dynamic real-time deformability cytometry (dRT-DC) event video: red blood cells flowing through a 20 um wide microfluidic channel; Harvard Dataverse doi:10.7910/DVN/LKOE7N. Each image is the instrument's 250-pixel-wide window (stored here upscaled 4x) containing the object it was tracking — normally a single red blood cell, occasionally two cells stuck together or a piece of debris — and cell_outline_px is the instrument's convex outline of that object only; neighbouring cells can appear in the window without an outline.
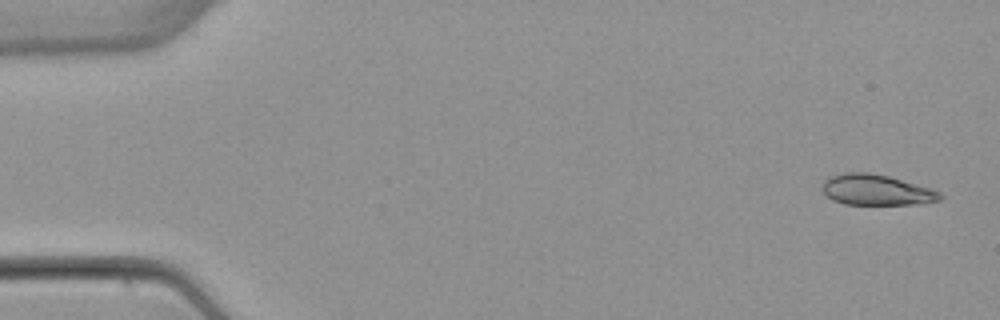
{"species": "common noctule bat (a hibernating species)", "species_latin": "Nyctalus noctula", "temperature_condition": "warm", "stored_images_in_passage": 13, "camera_frame_rate_fps": 3000, "um_per_image_px": 0.085, "animal": {"sex": "female", "body_mass_g": 22.7, "forearm_length_mm": 54.2}, "frame": {"image": 1, "passage_image": 2, "time_ms": 0.333, "image_size_px": [1000, 320], "cell_outline_px": [[944, 196], [940, 200], [920, 204], [844, 204], [832, 200], [820, 188], [824, 180], [828, 176], [844, 172], [868, 172], [888, 176], [932, 188], [940, 192]], "centroid_in_image_um": [74.48, 16.13], "position_along_channel_um": 10.5, "area_um2": 21.27}}